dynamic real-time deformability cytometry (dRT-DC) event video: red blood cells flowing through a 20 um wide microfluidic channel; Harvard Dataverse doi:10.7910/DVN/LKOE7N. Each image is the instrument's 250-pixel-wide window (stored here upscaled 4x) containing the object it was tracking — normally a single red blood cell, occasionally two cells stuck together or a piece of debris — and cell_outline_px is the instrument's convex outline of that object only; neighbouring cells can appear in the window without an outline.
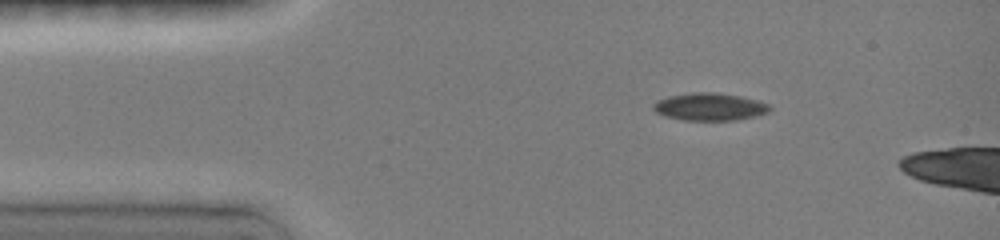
{"species": "common noctule bat (a hibernating species)", "species_latin": "Nyctalus noctula", "temperature_condition": "room temperature", "stored_images_in_passage": 10, "camera_frame_rate_fps": 3000, "um_per_image_px": 0.085, "animal": {"sex": "female", "body_mass_g": 19.0, "forearm_length_mm": 51.5}, "frame": {"image": 1, "passage_image": 1, "time_ms": 0.0, "image_size_px": [1000, 240], "cell_outline_px": [[772, 108], [768, 112], [736, 120], [684, 120], [664, 116], [656, 112], [652, 108], [652, 104], [656, 100], [668, 96], [692, 92], [716, 92], [740, 96], [756, 100], [768, 104]], "centroid_in_image_um": [60.27, 9.06], "position_along_channel_um": 24.7, "area_um2": 18.67}}